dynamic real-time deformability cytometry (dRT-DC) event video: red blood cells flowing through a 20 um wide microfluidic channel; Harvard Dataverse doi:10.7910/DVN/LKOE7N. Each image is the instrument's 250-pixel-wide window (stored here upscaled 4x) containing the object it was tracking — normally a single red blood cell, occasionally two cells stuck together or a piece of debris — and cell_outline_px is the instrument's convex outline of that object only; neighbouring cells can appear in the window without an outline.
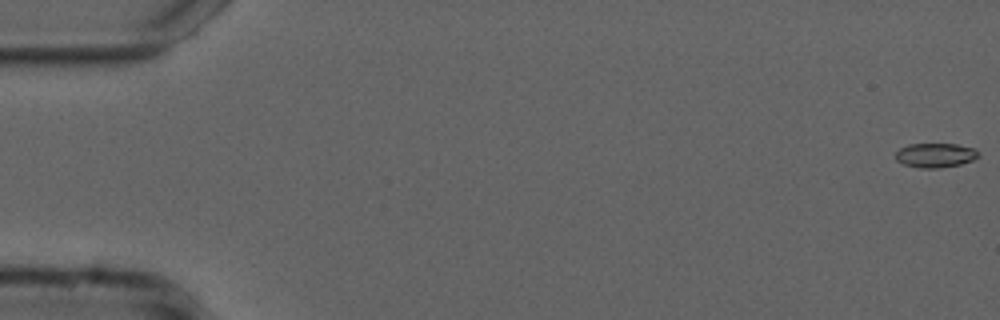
{"species": "common noctule bat (a hibernating species)", "species_latin": "Nyctalus noctula", "temperature_condition": "cold", "stored_images_in_passage": 55, "camera_frame_rate_fps": 3000, "um_per_image_px": 0.085, "animal": {"sex": "male", "forearm_length_mm": 52.5}, "frame": {"image": 1, "passage_image": 1, "time_ms": 0.0, "image_size_px": [1000, 320], "cell_outline_px": [[980, 156], [972, 160], [960, 164], [940, 168], [920, 168], [904, 164], [896, 160], [896, 152], [900, 148], [908, 144], [956, 144], [972, 148]], "centroid_in_image_um": [79.47, 13.2], "position_along_channel_um": 5.5, "area_um2": 11.62}}
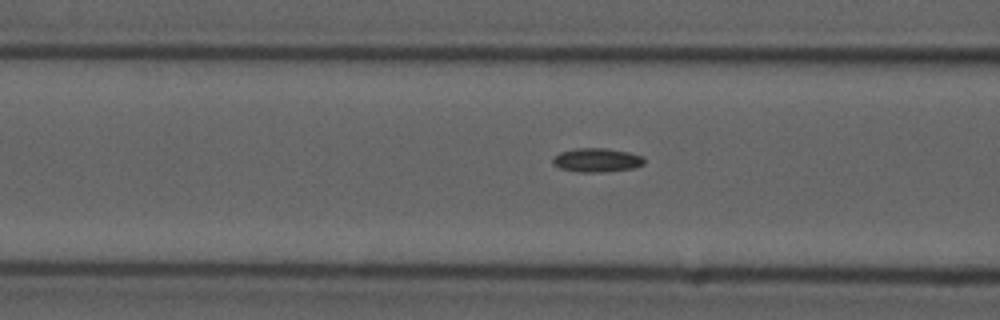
{"frame": {"image": 2, "passage_image": 22, "time_ms": 7.0, "image_size_px": [1000, 320], "cell_outline_px": [[644, 164], [636, 168], [600, 172], [576, 172], [560, 168], [552, 164], [552, 156], [560, 152], [576, 148], [604, 148], [628, 152], [644, 156]], "centroid_in_image_um": [50.71, 13.61], "position_along_channel_um": 115.9, "area_um2": 12.89}}
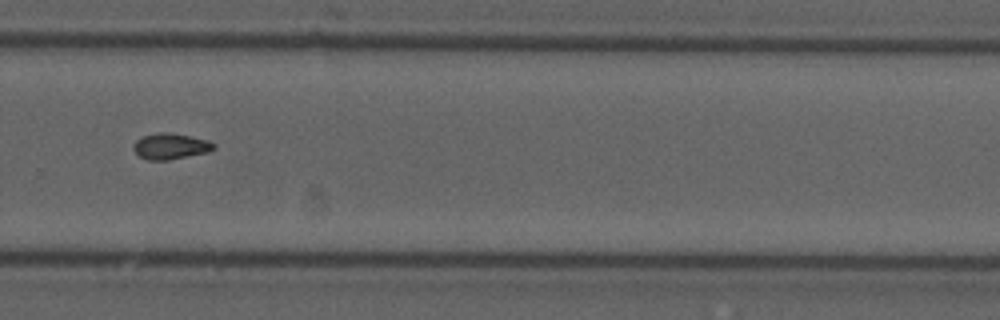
{"frame": {"image": 3, "passage_image": 38, "time_ms": 12.333, "image_size_px": [1000, 320], "cell_outline_px": [[216, 148], [208, 152], [168, 160], [148, 160], [140, 156], [132, 148], [136, 140], [144, 136], [156, 132], [168, 132], [208, 140], [216, 144]], "centroid_in_image_um": [14.51, 12.43], "position_along_channel_um": 315.3, "area_um2": 12.08}, "authors_computed_cell_mechanics": {"area_um2": 11.9068, "velocity_mm_per_s": 3.7501, "shape_relaxation_time_tau1_ms": null, "shape_relaxation_time_tau2_ms": 5.9248, "deformation_change_tau1": null, "deformation_change_tau2": 0.0888}}